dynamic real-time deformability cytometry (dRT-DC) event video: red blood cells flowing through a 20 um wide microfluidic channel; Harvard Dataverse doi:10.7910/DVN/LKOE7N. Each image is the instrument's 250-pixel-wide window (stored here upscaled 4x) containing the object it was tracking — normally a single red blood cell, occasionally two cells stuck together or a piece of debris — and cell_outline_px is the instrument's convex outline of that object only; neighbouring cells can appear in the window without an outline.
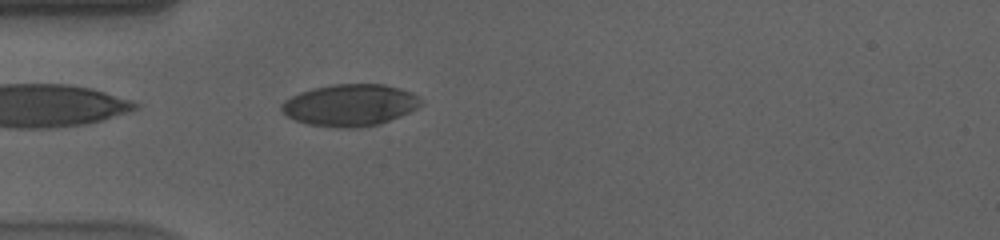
{"species": "human", "species_latin": "Homo sapiens", "temperature_condition": "cold", "stored_images_in_passage": 42, "camera_frame_rate_fps": 3000, "um_per_image_px": 0.085, "donor": {"sex": "male"}, "frame": {"image": 1, "passage_image": 2, "time_ms": 0.333, "image_size_px": [1000, 240], "cell_outline_px": [[424, 104], [400, 116], [380, 124], [356, 128], [336, 128], [308, 124], [296, 120], [288, 116], [280, 108], [280, 104], [284, 100], [300, 92], [312, 88], [332, 84], [384, 84], [400, 88], [412, 92], [424, 100]], "centroid_in_image_um": [29.77, 8.93], "position_along_channel_um": 55.2, "area_um2": 34.22}}
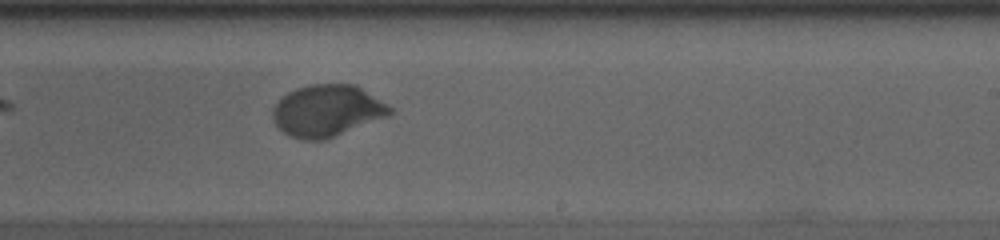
{"frame": {"image": 2, "passage_image": 20, "time_ms": 6.333, "image_size_px": [1000, 240], "cell_outline_px": [[392, 112], [388, 116], [336, 136], [324, 140], [304, 140], [292, 136], [284, 132], [272, 120], [272, 108], [280, 96], [296, 88], [312, 84], [356, 84], [388, 104], [392, 108]], "centroid_in_image_um": [27.79, 9.4], "position_along_channel_um": 261.2, "area_um2": 35.49}}
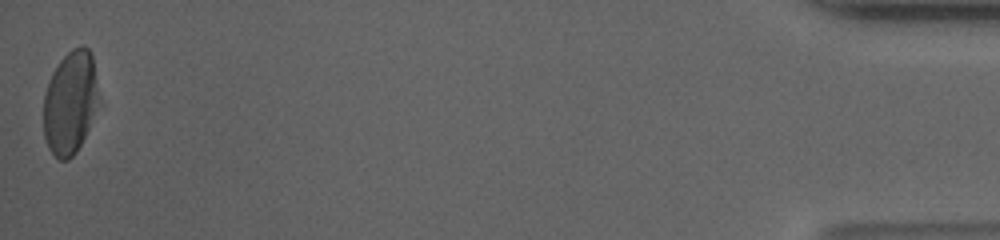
{"frame": {"image": 3, "passage_image": 42, "time_ms": 13.667, "image_size_px": [1000, 240], "cell_outline_px": [[104, 104], [76, 152], [68, 160], [60, 160], [48, 148], [44, 136], [44, 92], [48, 80], [52, 72], [60, 60], [72, 48], [80, 44], [84, 44], [92, 52]], "centroid_in_image_um": [6.07, 8.67], "position_along_channel_um": 429.1, "area_um2": 34.97}, "authors_computed_cell_mechanics": {"area_um2": 35.2869, "velocity_mm_per_s": 3.563, "shape_relaxation_time_tau1_ms": 3.6116, "shape_relaxation_time_tau2_ms": null, "deformation_change_tau1": 0.1461, "deformation_change_tau2": null}}